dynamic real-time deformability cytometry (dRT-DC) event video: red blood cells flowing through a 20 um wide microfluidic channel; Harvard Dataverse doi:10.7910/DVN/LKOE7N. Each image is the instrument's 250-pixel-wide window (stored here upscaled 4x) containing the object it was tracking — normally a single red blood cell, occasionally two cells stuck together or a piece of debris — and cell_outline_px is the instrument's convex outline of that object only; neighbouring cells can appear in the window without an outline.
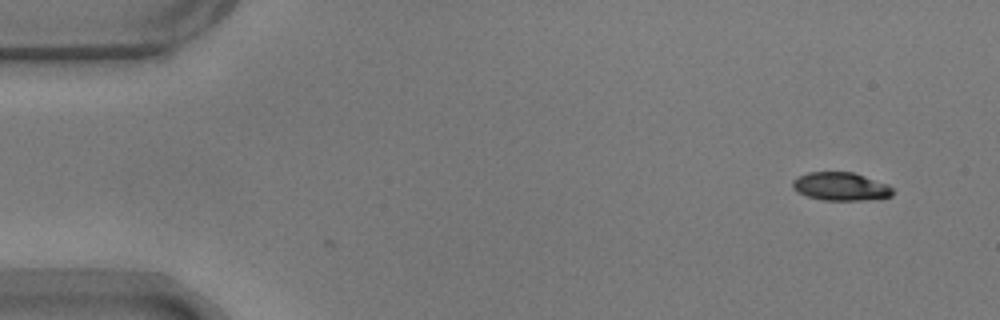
{"species": "common noctule bat (a hibernating species)", "species_latin": "Nyctalus noctula", "temperature_condition": "warm", "stored_images_in_passage": 4, "camera_frame_rate_fps": 3000, "um_per_image_px": 0.085, "animal": {"sex": "male", "body_mass_g": 17.9}, "frame": {"image": 1, "passage_image": 4, "time_ms": 1.0, "image_size_px": [1000, 320], "cell_outline_px": [[892, 196], [864, 200], [824, 200], [808, 196], [796, 192], [792, 188], [792, 180], [808, 172], [852, 172], [888, 184], [892, 188]], "centroid_in_image_um": [71.43, 15.85], "position_along_channel_um": 13.6, "area_um2": 16.36}}